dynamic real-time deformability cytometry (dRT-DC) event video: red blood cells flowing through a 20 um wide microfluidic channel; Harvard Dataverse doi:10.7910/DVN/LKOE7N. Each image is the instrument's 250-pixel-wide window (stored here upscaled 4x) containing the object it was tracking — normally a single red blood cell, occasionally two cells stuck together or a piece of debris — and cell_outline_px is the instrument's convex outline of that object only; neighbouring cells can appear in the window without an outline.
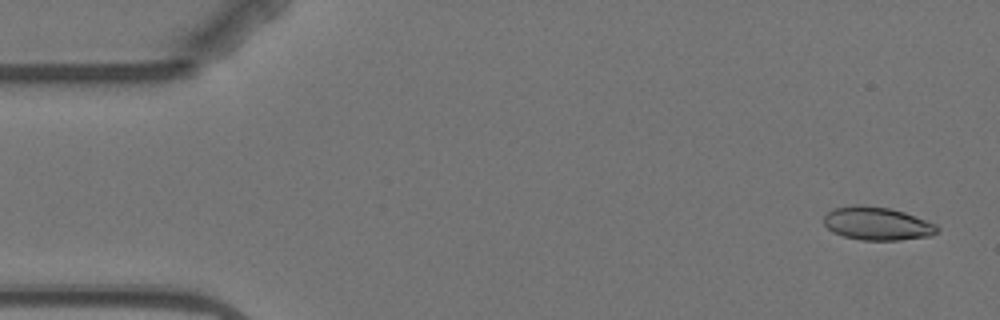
{"species": "Egyptian fruit bat (a non-hibernating species)", "species_latin": "Rousettus aegyptiacus", "temperature_condition": "warm", "stored_images_in_passage": 6, "segment_of_instrument_passage": [2, 2], "camera_frame_rate_fps": 3000, "um_per_image_px": 0.085, "animal": {"sex": "female"}, "frame": {"image": 1, "passage_image": 6, "time_ms": 7.0, "image_size_px": [1000, 320], "cell_outline_px": [[940, 228], [932, 236], [900, 240], [860, 240], [844, 236], [832, 232], [824, 224], [824, 216], [832, 208], [852, 204], [860, 204], [888, 208], [904, 212], [936, 224]], "centroid_in_image_um": [74.54, 19.0], "position_along_channel_um": 10.5, "area_um2": 22.08}}